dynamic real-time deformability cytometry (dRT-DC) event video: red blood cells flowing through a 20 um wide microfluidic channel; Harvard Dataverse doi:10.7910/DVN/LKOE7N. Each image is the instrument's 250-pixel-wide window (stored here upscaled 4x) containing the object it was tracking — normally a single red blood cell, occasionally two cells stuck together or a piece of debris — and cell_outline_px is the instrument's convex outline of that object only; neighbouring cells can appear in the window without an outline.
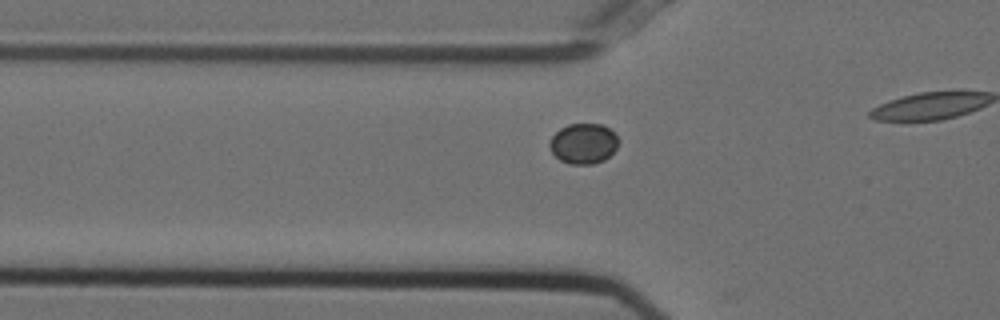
{"species": "Egyptian fruit bat (a non-hibernating species)", "species_latin": "Rousettus aegyptiacus", "temperature_condition": "cold", "stored_images_in_passage": 21, "camera_frame_rate_fps": 3000, "um_per_image_px": 0.085, "animal": {"sex": "female"}, "frame": {"image": 1, "passage_image": 15, "time_ms": 4.667, "image_size_px": [1000, 320], "cell_outline_px": [[620, 140], [616, 148], [604, 160], [592, 164], [568, 164], [560, 160], [552, 152], [548, 144], [552, 136], [560, 128], [568, 124], [600, 124], [616, 132]], "centroid_in_image_um": [49.6, 12.19], "position_along_channel_um": 76.2, "area_um2": 16.3}}
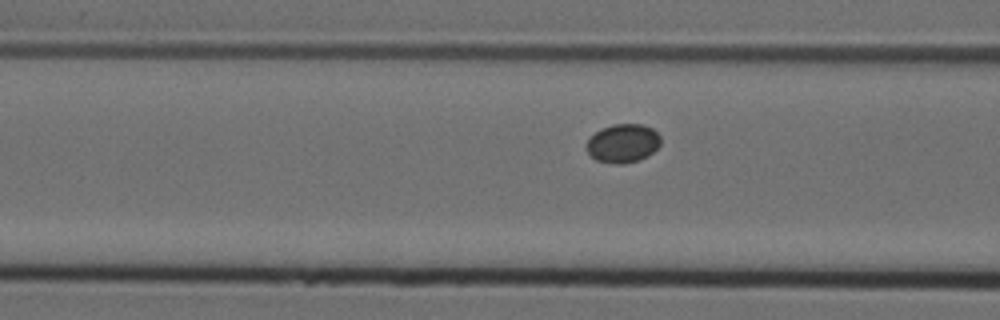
{"frame": {"image": 2, "passage_image": 18, "time_ms": 5.667, "image_size_px": [1000, 320], "cell_outline_px": [[660, 144], [648, 156], [640, 160], [624, 164], [616, 164], [596, 160], [584, 148], [588, 140], [596, 132], [612, 124], [644, 124], [652, 128], [660, 136]], "centroid_in_image_um": [52.95, 12.19], "position_along_channel_um": 113.6, "area_um2": 16.7}}